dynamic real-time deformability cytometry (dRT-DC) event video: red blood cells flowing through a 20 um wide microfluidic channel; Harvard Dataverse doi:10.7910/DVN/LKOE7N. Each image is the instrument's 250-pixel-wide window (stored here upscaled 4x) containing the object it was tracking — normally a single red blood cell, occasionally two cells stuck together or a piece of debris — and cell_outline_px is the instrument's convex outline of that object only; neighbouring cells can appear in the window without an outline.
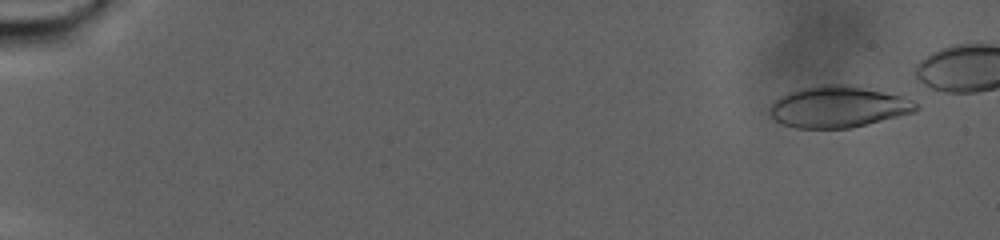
{"species": "human", "species_latin": "Homo sapiens", "temperature_condition": "warm", "stored_images_in_passage": 97, "camera_frame_rate_fps": 3000, "um_per_image_px": 0.085, "donor": {"sex": "male"}, "frame": {"image": 1, "passage_image": 7, "time_ms": 2.0, "image_size_px": [1000, 240], "cell_outline_px": [[920, 108], [916, 112], [848, 128], [796, 128], [784, 124], [776, 120], [772, 116], [772, 104], [780, 96], [788, 92], [804, 88], [824, 84], [844, 84], [900, 96], [912, 100]], "centroid_in_image_um": [71.26, 9.08], "position_along_channel_um": 13.7, "area_um2": 34.51}}
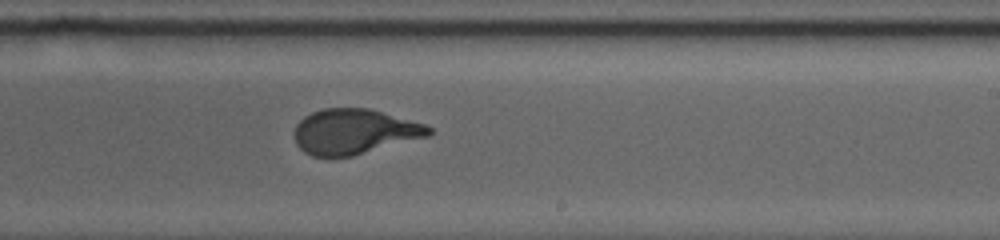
{"frame": {"image": 2, "passage_image": 68, "time_ms": 22.333, "image_size_px": [1000, 240], "cell_outline_px": [[432, 132], [428, 136], [352, 156], [312, 156], [304, 152], [296, 144], [296, 124], [304, 116], [312, 112], [324, 108], [368, 108], [424, 124], [432, 128]], "centroid_in_image_um": [30.1, 11.18], "position_along_channel_um": 258.9, "area_um2": 34.97}}
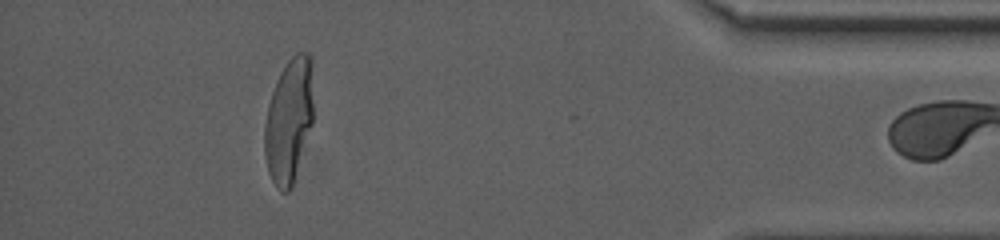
{"frame": {"image": 3, "passage_image": 96, "time_ms": 31.667, "image_size_px": [1000, 240], "cell_outline_px": [[312, 124], [292, 188], [288, 192], [280, 192], [276, 188], [268, 172], [264, 156], [264, 124], [268, 104], [272, 92], [280, 72], [288, 60], [296, 52], [308, 52], [312, 60]], "centroid_in_image_um": [24.55, 10.27], "position_along_channel_um": 410.7, "area_um2": 35.72}}